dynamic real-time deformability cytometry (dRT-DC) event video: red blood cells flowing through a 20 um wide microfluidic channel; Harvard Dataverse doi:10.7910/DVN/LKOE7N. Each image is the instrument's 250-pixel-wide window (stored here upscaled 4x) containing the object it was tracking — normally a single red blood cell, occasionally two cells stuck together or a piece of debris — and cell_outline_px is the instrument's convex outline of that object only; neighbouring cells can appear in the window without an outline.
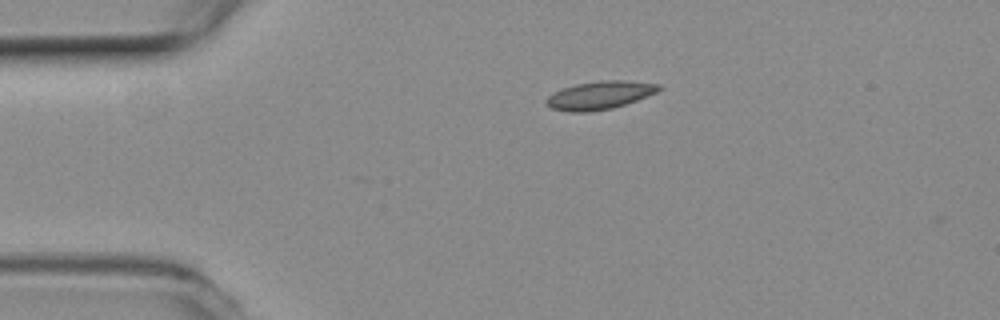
{"species": "common noctule bat (a hibernating species)", "species_latin": "Nyctalus noctula", "temperature_condition": "room temperature", "stored_images_in_passage": 2, "camera_frame_rate_fps": 3000, "um_per_image_px": 0.085, "animal": {"sex": "female", "body_mass_g": 19.3, "forearm_length_mm": 54.1}, "frame": {"image": 1, "passage_image": 1, "time_ms": 0.0, "image_size_px": [1000, 320], "cell_outline_px": [[660, 88], [656, 92], [636, 100], [612, 108], [588, 112], [568, 112], [552, 108], [544, 100], [552, 92], [576, 84], [600, 80], [624, 80], [660, 84]], "centroid_in_image_um": [50.94, 8.09], "position_along_channel_um": 34.1, "area_um2": 18.26}}